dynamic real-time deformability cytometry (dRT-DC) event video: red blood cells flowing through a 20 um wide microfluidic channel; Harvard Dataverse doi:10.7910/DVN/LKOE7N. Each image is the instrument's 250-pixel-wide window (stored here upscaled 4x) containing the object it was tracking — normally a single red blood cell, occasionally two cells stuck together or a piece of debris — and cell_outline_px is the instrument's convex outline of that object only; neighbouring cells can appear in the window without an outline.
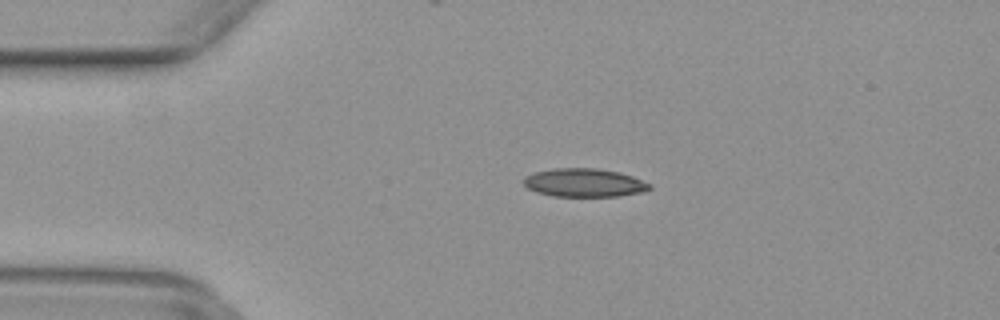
{"species": "common noctule bat (a hibernating species)", "species_latin": "Nyctalus noctula", "temperature_condition": "warm", "stored_images_in_passage": 35, "camera_frame_rate_fps": 3000, "um_per_image_px": 0.085, "animal": {"sex": "female", "body_mass_g": 29.2, "forearm_length_mm": 56.3}, "frame": {"image": 1, "passage_image": 2, "time_ms": 0.333, "image_size_px": [1000, 320], "cell_outline_px": [[652, 188], [644, 192], [620, 196], [552, 196], [536, 192], [528, 188], [524, 184], [524, 176], [536, 172], [552, 168], [596, 168], [620, 172], [632, 176], [652, 184]], "centroid_in_image_um": [49.69, 15.53], "position_along_channel_um": 35.3, "area_um2": 20.98}}
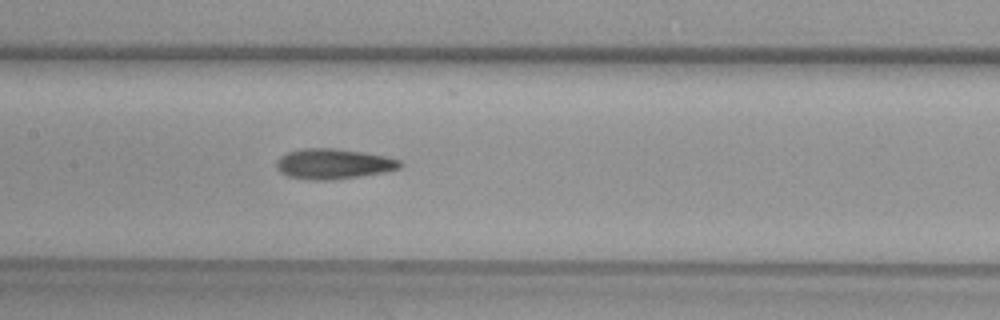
{"frame": {"image": 2, "passage_image": 15, "time_ms": 4.667, "image_size_px": [1000, 320], "cell_outline_px": [[404, 164], [400, 168], [384, 172], [360, 176], [332, 180], [308, 180], [288, 176], [280, 172], [276, 168], [276, 160], [280, 156], [288, 152], [304, 148], [336, 148], [364, 152], [388, 156], [400, 160]], "centroid_in_image_um": [28.35, 13.92], "position_along_channel_um": 179.1, "area_um2": 22.08}}
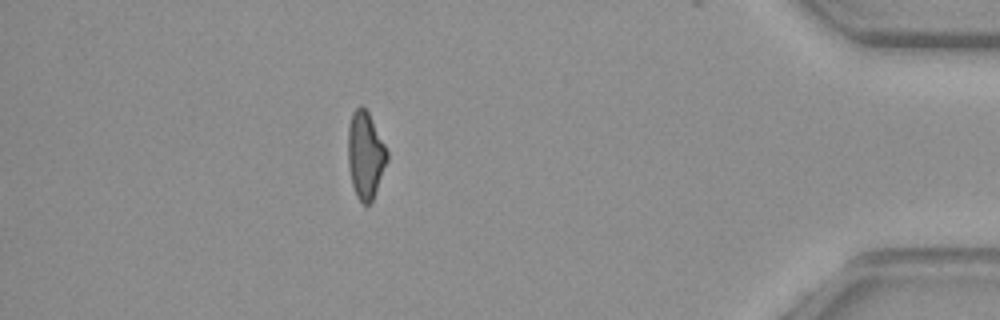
{"frame": {"image": 3, "passage_image": 35, "time_ms": 11.333, "image_size_px": [1000, 320], "cell_outline_px": [[388, 160], [372, 200], [368, 204], [364, 204], [356, 196], [352, 184], [348, 164], [348, 128], [352, 112], [360, 104], [368, 112], [388, 152]], "centroid_in_image_um": [31.05, 13.17], "position_along_channel_um": 404.2, "area_um2": 19.59}}